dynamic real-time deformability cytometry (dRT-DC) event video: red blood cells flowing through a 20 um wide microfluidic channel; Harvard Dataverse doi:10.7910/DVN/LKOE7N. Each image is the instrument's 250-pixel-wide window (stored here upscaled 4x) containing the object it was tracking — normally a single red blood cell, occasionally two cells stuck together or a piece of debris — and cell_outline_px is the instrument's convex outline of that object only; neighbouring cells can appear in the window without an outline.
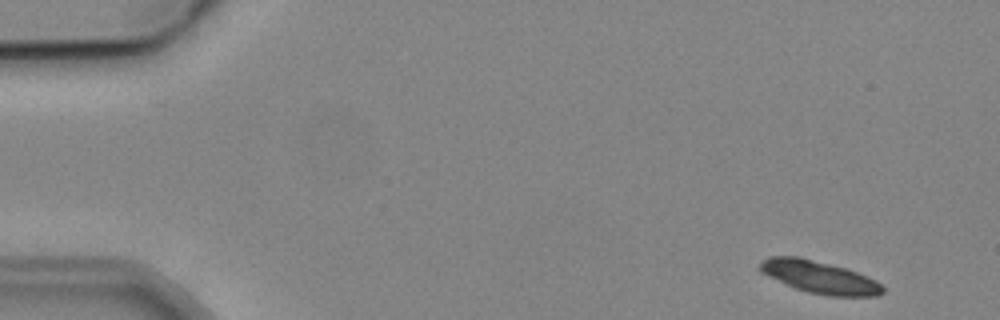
{"species": "common noctule bat (a hibernating species)", "species_latin": "Nyctalus noctula", "temperature_condition": "cold", "stored_images_in_passage": 7, "camera_frame_rate_fps": 3000, "um_per_image_px": 0.085, "animal": {"sex": "male", "body_mass_g": 19.2, "forearm_length_mm": 51.8}, "frame": {"image": 1, "passage_image": 1, "time_ms": 0.0, "image_size_px": [1000, 320], "cell_outline_px": [[884, 292], [876, 296], [828, 296], [808, 292], [796, 288], [760, 272], [756, 268], [768, 256], [800, 256], [844, 268], [868, 276], [876, 280], [884, 288]], "centroid_in_image_um": [69.65, 23.55], "position_along_channel_um": 15.4, "area_um2": 23.06}}
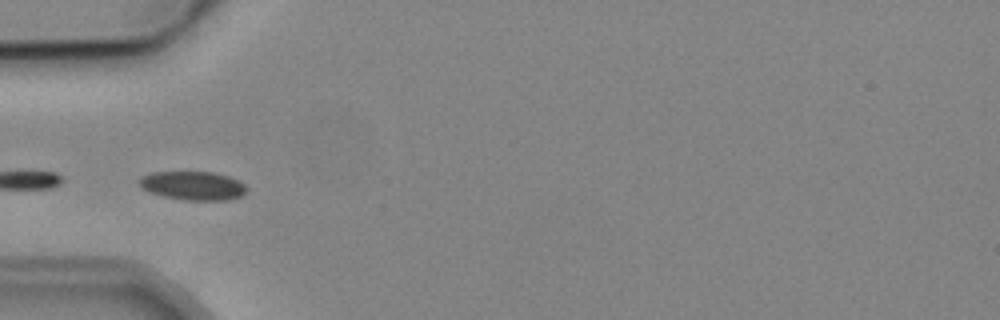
{"frame": {"image": 2, "passage_image": 5, "time_ms": 4.667, "image_size_px": [1000, 320], "cell_outline_px": [[248, 188], [240, 196], [228, 200], [184, 200], [164, 196], [148, 192], [140, 188], [136, 180], [140, 176], [152, 172], [212, 172], [228, 176], [244, 184]], "centroid_in_image_um": [16.32, 15.78], "position_along_channel_um": 68.7, "area_um2": 18.09}}